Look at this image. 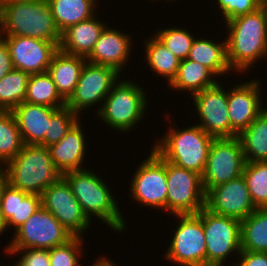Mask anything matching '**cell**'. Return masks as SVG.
Here are the masks:
<instances>
[{
  "instance_id": "cell-1",
  "label": "cell",
  "mask_w": 267,
  "mask_h": 266,
  "mask_svg": "<svg viewBox=\"0 0 267 266\" xmlns=\"http://www.w3.org/2000/svg\"><path fill=\"white\" fill-rule=\"evenodd\" d=\"M225 23L229 66L239 74L248 72L267 57V0L255 11Z\"/></svg>"
},
{
  "instance_id": "cell-2",
  "label": "cell",
  "mask_w": 267,
  "mask_h": 266,
  "mask_svg": "<svg viewBox=\"0 0 267 266\" xmlns=\"http://www.w3.org/2000/svg\"><path fill=\"white\" fill-rule=\"evenodd\" d=\"M67 181L73 195L80 203L82 210L92 221V217L100 219L105 225L116 233L123 232L127 228L126 220L120 212L117 201L111 189L107 186L103 178L95 174L91 169H81L68 171L62 174ZM92 216V217H91Z\"/></svg>"
},
{
  "instance_id": "cell-3",
  "label": "cell",
  "mask_w": 267,
  "mask_h": 266,
  "mask_svg": "<svg viewBox=\"0 0 267 266\" xmlns=\"http://www.w3.org/2000/svg\"><path fill=\"white\" fill-rule=\"evenodd\" d=\"M15 35L60 42L48 0L0 6V36Z\"/></svg>"
},
{
  "instance_id": "cell-4",
  "label": "cell",
  "mask_w": 267,
  "mask_h": 266,
  "mask_svg": "<svg viewBox=\"0 0 267 266\" xmlns=\"http://www.w3.org/2000/svg\"><path fill=\"white\" fill-rule=\"evenodd\" d=\"M3 169L8 183L29 194L43 191L62 177L55 167L46 146L24 144L21 151Z\"/></svg>"
},
{
  "instance_id": "cell-5",
  "label": "cell",
  "mask_w": 267,
  "mask_h": 266,
  "mask_svg": "<svg viewBox=\"0 0 267 266\" xmlns=\"http://www.w3.org/2000/svg\"><path fill=\"white\" fill-rule=\"evenodd\" d=\"M188 127L169 126L165 136L153 144V149L166 161L202 175L214 137L197 124Z\"/></svg>"
},
{
  "instance_id": "cell-6",
  "label": "cell",
  "mask_w": 267,
  "mask_h": 266,
  "mask_svg": "<svg viewBox=\"0 0 267 266\" xmlns=\"http://www.w3.org/2000/svg\"><path fill=\"white\" fill-rule=\"evenodd\" d=\"M147 96L142 86L133 80L120 79L113 85L101 109L96 112L110 129L131 131L143 120L147 107Z\"/></svg>"
},
{
  "instance_id": "cell-7",
  "label": "cell",
  "mask_w": 267,
  "mask_h": 266,
  "mask_svg": "<svg viewBox=\"0 0 267 266\" xmlns=\"http://www.w3.org/2000/svg\"><path fill=\"white\" fill-rule=\"evenodd\" d=\"M197 215L206 238V266H225L227 258L241 252V221L213 213L206 207Z\"/></svg>"
},
{
  "instance_id": "cell-8",
  "label": "cell",
  "mask_w": 267,
  "mask_h": 266,
  "mask_svg": "<svg viewBox=\"0 0 267 266\" xmlns=\"http://www.w3.org/2000/svg\"><path fill=\"white\" fill-rule=\"evenodd\" d=\"M180 220L164 259L179 266H206V238L197 214L174 215Z\"/></svg>"
},
{
  "instance_id": "cell-9",
  "label": "cell",
  "mask_w": 267,
  "mask_h": 266,
  "mask_svg": "<svg viewBox=\"0 0 267 266\" xmlns=\"http://www.w3.org/2000/svg\"><path fill=\"white\" fill-rule=\"evenodd\" d=\"M245 158L239 137L214 138L202 176L205 193L243 175Z\"/></svg>"
},
{
  "instance_id": "cell-10",
  "label": "cell",
  "mask_w": 267,
  "mask_h": 266,
  "mask_svg": "<svg viewBox=\"0 0 267 266\" xmlns=\"http://www.w3.org/2000/svg\"><path fill=\"white\" fill-rule=\"evenodd\" d=\"M167 212L173 215L197 214L205 207L202 176L166 161Z\"/></svg>"
},
{
  "instance_id": "cell-11",
  "label": "cell",
  "mask_w": 267,
  "mask_h": 266,
  "mask_svg": "<svg viewBox=\"0 0 267 266\" xmlns=\"http://www.w3.org/2000/svg\"><path fill=\"white\" fill-rule=\"evenodd\" d=\"M14 235V236H13ZM4 249H47L62 245L73 235L43 206L40 207L14 234Z\"/></svg>"
},
{
  "instance_id": "cell-12",
  "label": "cell",
  "mask_w": 267,
  "mask_h": 266,
  "mask_svg": "<svg viewBox=\"0 0 267 266\" xmlns=\"http://www.w3.org/2000/svg\"><path fill=\"white\" fill-rule=\"evenodd\" d=\"M136 167L129 188L131 198L138 205L167 211L166 160L151 149L146 160Z\"/></svg>"
},
{
  "instance_id": "cell-13",
  "label": "cell",
  "mask_w": 267,
  "mask_h": 266,
  "mask_svg": "<svg viewBox=\"0 0 267 266\" xmlns=\"http://www.w3.org/2000/svg\"><path fill=\"white\" fill-rule=\"evenodd\" d=\"M120 73L113 67L85 62L73 94L66 101V106L79 116L85 109L99 104L97 112L118 81Z\"/></svg>"
},
{
  "instance_id": "cell-14",
  "label": "cell",
  "mask_w": 267,
  "mask_h": 266,
  "mask_svg": "<svg viewBox=\"0 0 267 266\" xmlns=\"http://www.w3.org/2000/svg\"><path fill=\"white\" fill-rule=\"evenodd\" d=\"M41 197L42 206L50 211L69 233L83 237L82 233L89 229L91 222L63 177L49 185Z\"/></svg>"
},
{
  "instance_id": "cell-15",
  "label": "cell",
  "mask_w": 267,
  "mask_h": 266,
  "mask_svg": "<svg viewBox=\"0 0 267 266\" xmlns=\"http://www.w3.org/2000/svg\"><path fill=\"white\" fill-rule=\"evenodd\" d=\"M225 90L218 82L191 96L199 116L197 118H200L197 125L214 138L231 137L228 89Z\"/></svg>"
},
{
  "instance_id": "cell-16",
  "label": "cell",
  "mask_w": 267,
  "mask_h": 266,
  "mask_svg": "<svg viewBox=\"0 0 267 266\" xmlns=\"http://www.w3.org/2000/svg\"><path fill=\"white\" fill-rule=\"evenodd\" d=\"M1 37L9 48L13 67L29 75L46 72L53 55L59 50L60 42L15 35Z\"/></svg>"
},
{
  "instance_id": "cell-17",
  "label": "cell",
  "mask_w": 267,
  "mask_h": 266,
  "mask_svg": "<svg viewBox=\"0 0 267 266\" xmlns=\"http://www.w3.org/2000/svg\"><path fill=\"white\" fill-rule=\"evenodd\" d=\"M228 90V116L231 124V137L238 136L263 111L262 86L259 79L232 85Z\"/></svg>"
},
{
  "instance_id": "cell-18",
  "label": "cell",
  "mask_w": 267,
  "mask_h": 266,
  "mask_svg": "<svg viewBox=\"0 0 267 266\" xmlns=\"http://www.w3.org/2000/svg\"><path fill=\"white\" fill-rule=\"evenodd\" d=\"M205 207L213 213L240 221L256 209L243 175L211 188L206 193Z\"/></svg>"
},
{
  "instance_id": "cell-19",
  "label": "cell",
  "mask_w": 267,
  "mask_h": 266,
  "mask_svg": "<svg viewBox=\"0 0 267 266\" xmlns=\"http://www.w3.org/2000/svg\"><path fill=\"white\" fill-rule=\"evenodd\" d=\"M131 41L132 37L128 33L106 26L86 60L93 64L113 67L123 75L124 67L127 66L132 53Z\"/></svg>"
},
{
  "instance_id": "cell-20",
  "label": "cell",
  "mask_w": 267,
  "mask_h": 266,
  "mask_svg": "<svg viewBox=\"0 0 267 266\" xmlns=\"http://www.w3.org/2000/svg\"><path fill=\"white\" fill-rule=\"evenodd\" d=\"M82 126L79 119L59 142L47 147L55 167L61 174L86 167L83 162L86 161L87 140Z\"/></svg>"
},
{
  "instance_id": "cell-21",
  "label": "cell",
  "mask_w": 267,
  "mask_h": 266,
  "mask_svg": "<svg viewBox=\"0 0 267 266\" xmlns=\"http://www.w3.org/2000/svg\"><path fill=\"white\" fill-rule=\"evenodd\" d=\"M56 109L24 101L12 110L24 144L44 146L50 116Z\"/></svg>"
},
{
  "instance_id": "cell-22",
  "label": "cell",
  "mask_w": 267,
  "mask_h": 266,
  "mask_svg": "<svg viewBox=\"0 0 267 266\" xmlns=\"http://www.w3.org/2000/svg\"><path fill=\"white\" fill-rule=\"evenodd\" d=\"M97 15L67 28L61 33L59 50L69 55L87 58L94 49L101 32L107 26Z\"/></svg>"
},
{
  "instance_id": "cell-23",
  "label": "cell",
  "mask_w": 267,
  "mask_h": 266,
  "mask_svg": "<svg viewBox=\"0 0 267 266\" xmlns=\"http://www.w3.org/2000/svg\"><path fill=\"white\" fill-rule=\"evenodd\" d=\"M42 206V197L29 194L8 184L3 192L0 211L7 221L8 229L20 228Z\"/></svg>"
},
{
  "instance_id": "cell-24",
  "label": "cell",
  "mask_w": 267,
  "mask_h": 266,
  "mask_svg": "<svg viewBox=\"0 0 267 266\" xmlns=\"http://www.w3.org/2000/svg\"><path fill=\"white\" fill-rule=\"evenodd\" d=\"M86 61L85 57L69 55L61 50L53 55L47 72L65 101L73 94Z\"/></svg>"
},
{
  "instance_id": "cell-25",
  "label": "cell",
  "mask_w": 267,
  "mask_h": 266,
  "mask_svg": "<svg viewBox=\"0 0 267 266\" xmlns=\"http://www.w3.org/2000/svg\"><path fill=\"white\" fill-rule=\"evenodd\" d=\"M218 76L207 66L190 59L180 60L177 74L168 85L170 90L190 92L191 96L218 83Z\"/></svg>"
},
{
  "instance_id": "cell-26",
  "label": "cell",
  "mask_w": 267,
  "mask_h": 266,
  "mask_svg": "<svg viewBox=\"0 0 267 266\" xmlns=\"http://www.w3.org/2000/svg\"><path fill=\"white\" fill-rule=\"evenodd\" d=\"M221 42L195 37L187 59L207 66L219 77L227 75L230 71L232 73L227 60L226 39Z\"/></svg>"
},
{
  "instance_id": "cell-27",
  "label": "cell",
  "mask_w": 267,
  "mask_h": 266,
  "mask_svg": "<svg viewBox=\"0 0 267 266\" xmlns=\"http://www.w3.org/2000/svg\"><path fill=\"white\" fill-rule=\"evenodd\" d=\"M60 34L67 28L95 15L97 0H48ZM96 4V5H95Z\"/></svg>"
},
{
  "instance_id": "cell-28",
  "label": "cell",
  "mask_w": 267,
  "mask_h": 266,
  "mask_svg": "<svg viewBox=\"0 0 267 266\" xmlns=\"http://www.w3.org/2000/svg\"><path fill=\"white\" fill-rule=\"evenodd\" d=\"M153 37V38H152ZM145 60L151 71L167 80L169 85L177 74L180 59L155 35L144 41Z\"/></svg>"
},
{
  "instance_id": "cell-29",
  "label": "cell",
  "mask_w": 267,
  "mask_h": 266,
  "mask_svg": "<svg viewBox=\"0 0 267 266\" xmlns=\"http://www.w3.org/2000/svg\"><path fill=\"white\" fill-rule=\"evenodd\" d=\"M245 162L267 161V115L262 112L239 135Z\"/></svg>"
},
{
  "instance_id": "cell-30",
  "label": "cell",
  "mask_w": 267,
  "mask_h": 266,
  "mask_svg": "<svg viewBox=\"0 0 267 266\" xmlns=\"http://www.w3.org/2000/svg\"><path fill=\"white\" fill-rule=\"evenodd\" d=\"M241 251L267 253V208H256L241 220Z\"/></svg>"
},
{
  "instance_id": "cell-31",
  "label": "cell",
  "mask_w": 267,
  "mask_h": 266,
  "mask_svg": "<svg viewBox=\"0 0 267 266\" xmlns=\"http://www.w3.org/2000/svg\"><path fill=\"white\" fill-rule=\"evenodd\" d=\"M24 101L57 109L66 106V101L58 93L47 71L29 76Z\"/></svg>"
},
{
  "instance_id": "cell-32",
  "label": "cell",
  "mask_w": 267,
  "mask_h": 266,
  "mask_svg": "<svg viewBox=\"0 0 267 266\" xmlns=\"http://www.w3.org/2000/svg\"><path fill=\"white\" fill-rule=\"evenodd\" d=\"M24 142L12 111L0 110V168L23 148Z\"/></svg>"
},
{
  "instance_id": "cell-33",
  "label": "cell",
  "mask_w": 267,
  "mask_h": 266,
  "mask_svg": "<svg viewBox=\"0 0 267 266\" xmlns=\"http://www.w3.org/2000/svg\"><path fill=\"white\" fill-rule=\"evenodd\" d=\"M29 74L13 68L0 79V110L12 111L25 100Z\"/></svg>"
},
{
  "instance_id": "cell-34",
  "label": "cell",
  "mask_w": 267,
  "mask_h": 266,
  "mask_svg": "<svg viewBox=\"0 0 267 266\" xmlns=\"http://www.w3.org/2000/svg\"><path fill=\"white\" fill-rule=\"evenodd\" d=\"M243 177L256 208H267V161L245 162Z\"/></svg>"
},
{
  "instance_id": "cell-35",
  "label": "cell",
  "mask_w": 267,
  "mask_h": 266,
  "mask_svg": "<svg viewBox=\"0 0 267 266\" xmlns=\"http://www.w3.org/2000/svg\"><path fill=\"white\" fill-rule=\"evenodd\" d=\"M192 32L180 27H169L166 29L158 30L154 35L165 44V46L180 60L187 59L189 51L194 42Z\"/></svg>"
},
{
  "instance_id": "cell-36",
  "label": "cell",
  "mask_w": 267,
  "mask_h": 266,
  "mask_svg": "<svg viewBox=\"0 0 267 266\" xmlns=\"http://www.w3.org/2000/svg\"><path fill=\"white\" fill-rule=\"evenodd\" d=\"M80 116L67 106L56 109L50 116L48 132L45 134L44 146L59 142L79 120Z\"/></svg>"
},
{
  "instance_id": "cell-37",
  "label": "cell",
  "mask_w": 267,
  "mask_h": 266,
  "mask_svg": "<svg viewBox=\"0 0 267 266\" xmlns=\"http://www.w3.org/2000/svg\"><path fill=\"white\" fill-rule=\"evenodd\" d=\"M83 237L73 236L66 243L49 250L51 266H81L80 258L83 255Z\"/></svg>"
},
{
  "instance_id": "cell-38",
  "label": "cell",
  "mask_w": 267,
  "mask_h": 266,
  "mask_svg": "<svg viewBox=\"0 0 267 266\" xmlns=\"http://www.w3.org/2000/svg\"><path fill=\"white\" fill-rule=\"evenodd\" d=\"M266 0H215L225 22L258 9Z\"/></svg>"
},
{
  "instance_id": "cell-39",
  "label": "cell",
  "mask_w": 267,
  "mask_h": 266,
  "mask_svg": "<svg viewBox=\"0 0 267 266\" xmlns=\"http://www.w3.org/2000/svg\"><path fill=\"white\" fill-rule=\"evenodd\" d=\"M7 254L11 257L21 254L20 258L18 257L19 260L14 263L15 266H51L49 250L47 249H9Z\"/></svg>"
},
{
  "instance_id": "cell-40",
  "label": "cell",
  "mask_w": 267,
  "mask_h": 266,
  "mask_svg": "<svg viewBox=\"0 0 267 266\" xmlns=\"http://www.w3.org/2000/svg\"><path fill=\"white\" fill-rule=\"evenodd\" d=\"M240 262L233 264L234 266H267V253L241 251L237 256Z\"/></svg>"
},
{
  "instance_id": "cell-41",
  "label": "cell",
  "mask_w": 267,
  "mask_h": 266,
  "mask_svg": "<svg viewBox=\"0 0 267 266\" xmlns=\"http://www.w3.org/2000/svg\"><path fill=\"white\" fill-rule=\"evenodd\" d=\"M9 48L0 36V79L13 69Z\"/></svg>"
},
{
  "instance_id": "cell-42",
  "label": "cell",
  "mask_w": 267,
  "mask_h": 266,
  "mask_svg": "<svg viewBox=\"0 0 267 266\" xmlns=\"http://www.w3.org/2000/svg\"><path fill=\"white\" fill-rule=\"evenodd\" d=\"M8 176L3 168H0V205L5 187L8 185Z\"/></svg>"
},
{
  "instance_id": "cell-43",
  "label": "cell",
  "mask_w": 267,
  "mask_h": 266,
  "mask_svg": "<svg viewBox=\"0 0 267 266\" xmlns=\"http://www.w3.org/2000/svg\"><path fill=\"white\" fill-rule=\"evenodd\" d=\"M97 259H98V260H97ZM95 260H96L95 263H93V264L90 265V266H117V265L113 262V260L111 261V259L108 258L107 256H106V257H103V256L101 255V257L96 258Z\"/></svg>"
},
{
  "instance_id": "cell-44",
  "label": "cell",
  "mask_w": 267,
  "mask_h": 266,
  "mask_svg": "<svg viewBox=\"0 0 267 266\" xmlns=\"http://www.w3.org/2000/svg\"><path fill=\"white\" fill-rule=\"evenodd\" d=\"M9 230L7 226V221L5 220L2 212L0 211V236L5 234V231Z\"/></svg>"
},
{
  "instance_id": "cell-45",
  "label": "cell",
  "mask_w": 267,
  "mask_h": 266,
  "mask_svg": "<svg viewBox=\"0 0 267 266\" xmlns=\"http://www.w3.org/2000/svg\"><path fill=\"white\" fill-rule=\"evenodd\" d=\"M22 1H38V0H0V6H7Z\"/></svg>"
},
{
  "instance_id": "cell-46",
  "label": "cell",
  "mask_w": 267,
  "mask_h": 266,
  "mask_svg": "<svg viewBox=\"0 0 267 266\" xmlns=\"http://www.w3.org/2000/svg\"><path fill=\"white\" fill-rule=\"evenodd\" d=\"M266 115H267V108L264 106V111H263Z\"/></svg>"
},
{
  "instance_id": "cell-47",
  "label": "cell",
  "mask_w": 267,
  "mask_h": 266,
  "mask_svg": "<svg viewBox=\"0 0 267 266\" xmlns=\"http://www.w3.org/2000/svg\"><path fill=\"white\" fill-rule=\"evenodd\" d=\"M166 1H167V3H168V2L170 3V1L174 2V1H177V0H166Z\"/></svg>"
}]
</instances>
